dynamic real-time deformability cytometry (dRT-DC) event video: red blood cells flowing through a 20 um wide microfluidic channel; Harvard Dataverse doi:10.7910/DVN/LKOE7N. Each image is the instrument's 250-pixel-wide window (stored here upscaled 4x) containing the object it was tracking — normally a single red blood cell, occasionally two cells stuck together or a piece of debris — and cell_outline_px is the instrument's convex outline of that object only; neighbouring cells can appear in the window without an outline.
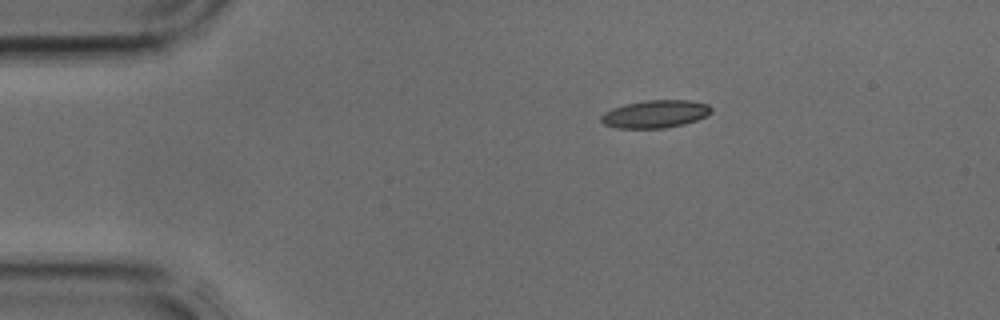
{"species": "common noctule bat (a hibernating species)", "species_latin": "Nyctalus noctula", "temperature_condition": "cold", "stored_images_in_passage": 35, "camera_frame_rate_fps": 3000, "um_per_image_px": 0.085, "animal": {"sex": "male", "body_mass_g": 17.9, "forearm_length_mm": 54.2}, "frame": {"image": 1, "passage_image": 1, "time_ms": 0.0, "image_size_px": [1000, 320], "cell_outline_px": [[712, 112], [696, 120], [684, 124], [664, 128], [616, 128], [604, 124], [600, 120], [600, 116], [604, 112], [612, 108], [624, 104], [648, 100], [688, 100], [708, 104], [712, 108]], "centroid_in_image_um": [55.67, 9.69], "position_along_channel_um": 29.3, "area_um2": 17.8}}
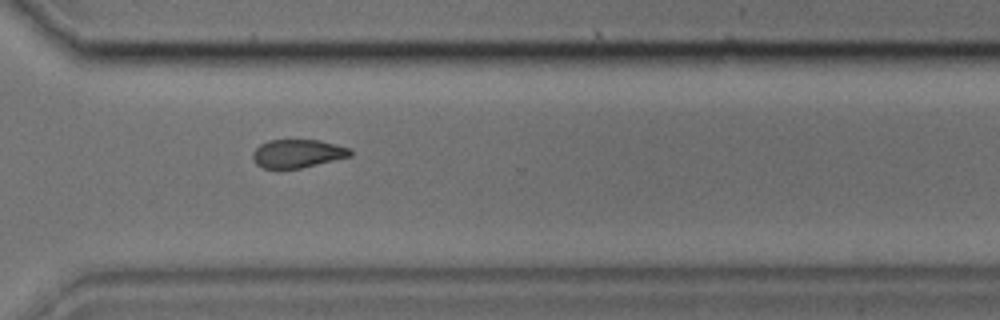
{"frame": {"image": 2, "passage_image": 24, "time_ms": 7.667, "image_size_px": [1000, 320], "cell_outline_px": [[352, 156], [300, 168], [264, 168], [256, 164], [252, 156], [252, 152], [260, 144], [268, 140], [320, 140], [352, 148]], "centroid_in_image_um": [25.31, 13.04], "position_along_channel_um": 345.3, "area_um2": 16.13}}
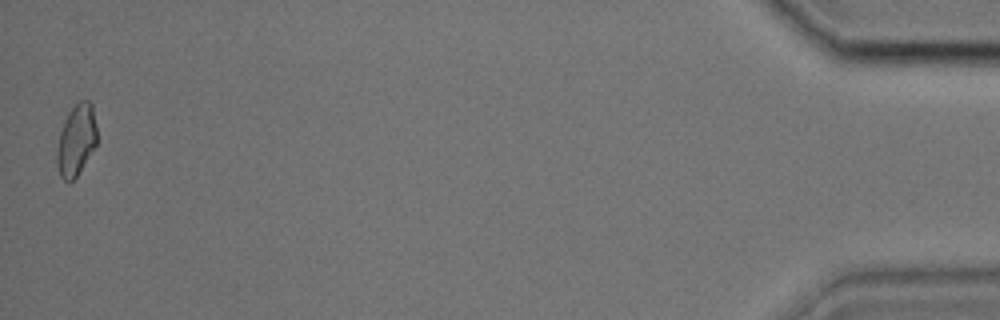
{"frame": {"image": 3, "passage_image": 35, "time_ms": 11.333, "image_size_px": [1000, 320], "cell_outline_px": [[96, 144], [76, 176], [68, 184], [60, 176], [56, 164], [56, 152], [60, 132], [64, 120], [68, 112], [80, 100], [88, 100], [92, 104], [96, 124]], "centroid_in_image_um": [6.46, 11.91], "position_along_channel_um": 428.7, "area_um2": 16.53}}